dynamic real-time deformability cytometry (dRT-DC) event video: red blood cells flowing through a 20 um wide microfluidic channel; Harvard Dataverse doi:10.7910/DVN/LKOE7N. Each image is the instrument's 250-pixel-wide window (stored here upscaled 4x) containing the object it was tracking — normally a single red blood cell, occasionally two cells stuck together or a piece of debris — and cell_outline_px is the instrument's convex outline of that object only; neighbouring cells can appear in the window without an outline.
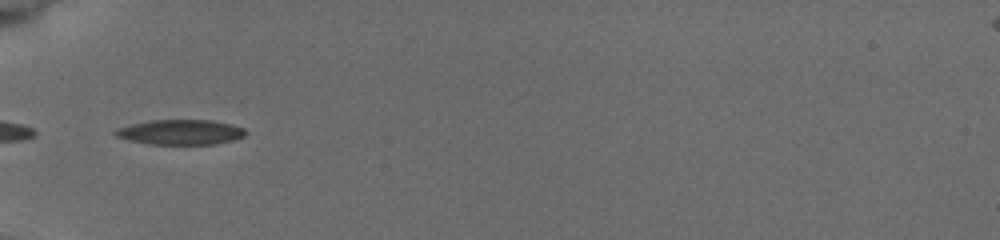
{"species": "common noctule bat (a hibernating species)", "species_latin": "Nyctalus noctula", "temperature_condition": "cold", "stored_images_in_passage": 8, "segment_of_instrument_passage": [2, 2], "camera_frame_rate_fps": 3000, "um_per_image_px": 0.085, "animal": {"sex": "female", "body_mass_g": 19.5, "forearm_length_mm": 54.1}, "frame": {"image": 1, "passage_image": 7, "time_ms": 5.667, "image_size_px": [1000, 240], "cell_outline_px": [[248, 132], [244, 136], [232, 140], [216, 144], [152, 144], [132, 140], [116, 136], [112, 132], [116, 128], [148, 120], [212, 120], [232, 124], [244, 128]], "centroid_in_image_um": [15.37, 11.22], "position_along_channel_um": 69.6, "area_um2": 18.96}}